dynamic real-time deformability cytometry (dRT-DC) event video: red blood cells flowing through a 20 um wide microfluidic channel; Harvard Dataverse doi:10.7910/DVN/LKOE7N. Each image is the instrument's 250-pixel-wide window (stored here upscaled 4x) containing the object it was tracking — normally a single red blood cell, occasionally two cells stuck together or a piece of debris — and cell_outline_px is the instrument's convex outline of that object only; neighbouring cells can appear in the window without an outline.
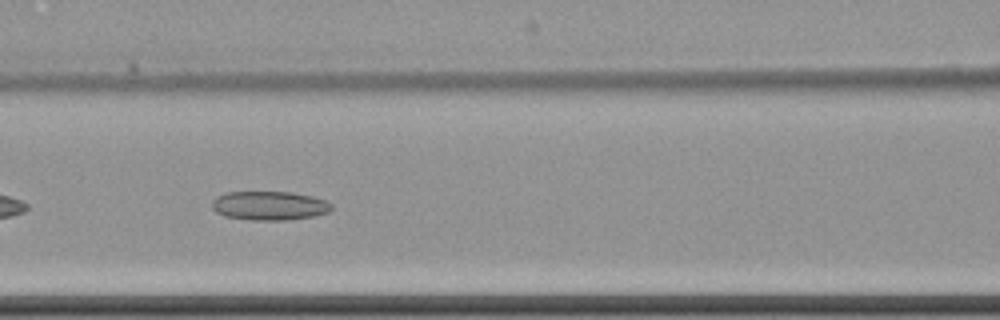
{"species": "common noctule bat (a hibernating species)", "species_latin": "Nyctalus noctula", "temperature_condition": "cold", "stored_images_in_passage": 42, "camera_frame_rate_fps": 3000, "um_per_image_px": 0.085, "animal": {"sex": "female", "body_mass_g": 22.7, "forearm_length_mm": 54.2}, "frame": {"image": 1, "passage_image": 9, "time_ms": 2.667, "image_size_px": [1000, 320], "cell_outline_px": [[332, 208], [328, 212], [312, 216], [288, 220], [248, 220], [224, 216], [216, 212], [212, 208], [212, 200], [216, 196], [224, 192], [292, 192], [312, 196], [324, 200], [332, 204]], "centroid_in_image_um": [22.86, 17.48], "position_along_channel_um": 143.7, "area_um2": 20.29}}
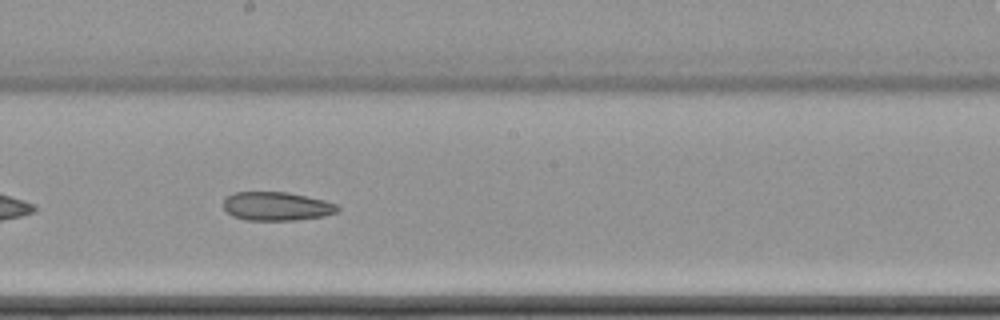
{"frame": {"image": 2, "passage_image": 16, "time_ms": 5.0, "image_size_px": [1000, 320], "cell_outline_px": [[340, 208], [336, 212], [324, 216], [296, 220], [248, 220], [232, 216], [224, 208], [224, 200], [232, 192], [288, 192], [324, 200], [336, 204]], "centroid_in_image_um": [23.51, 17.53], "position_along_channel_um": 224.7, "area_um2": 19.02}}
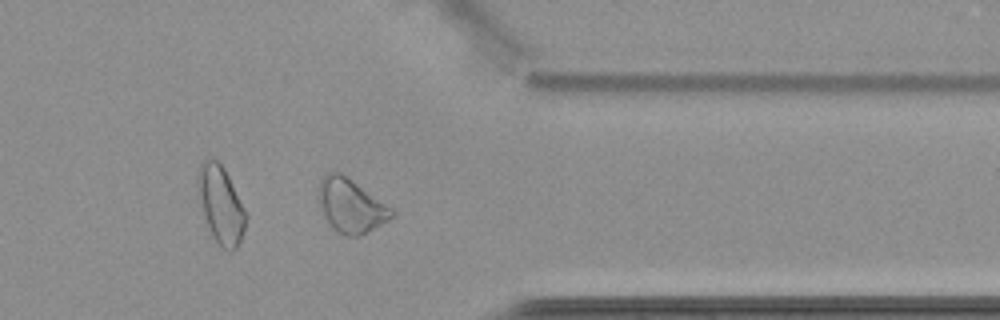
{"frame": {"image": 3, "passage_image": 30, "time_ms": 9.667, "image_size_px": [1000, 320], "cell_outline_px": [[396, 212], [388, 220], [360, 236], [344, 236], [332, 228], [324, 216], [320, 204], [316, 188], [320, 180], [328, 172], [340, 172], [352, 180], [392, 208]], "centroid_in_image_um": [29.79, 17.48], "position_along_channel_um": 381.6, "area_um2": 22.77}}